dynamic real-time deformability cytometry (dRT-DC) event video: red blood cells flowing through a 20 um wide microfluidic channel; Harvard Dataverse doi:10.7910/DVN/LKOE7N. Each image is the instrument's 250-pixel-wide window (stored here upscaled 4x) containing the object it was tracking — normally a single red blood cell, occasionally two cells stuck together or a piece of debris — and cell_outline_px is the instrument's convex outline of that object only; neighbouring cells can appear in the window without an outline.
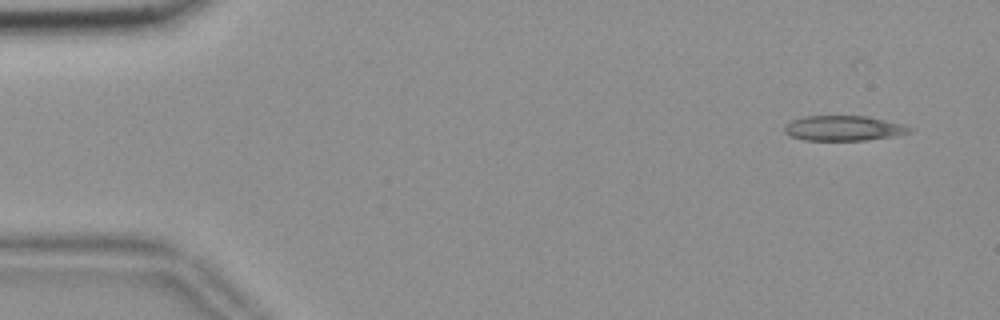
{"species": "common noctule bat (a hibernating species)", "species_latin": "Nyctalus noctula", "temperature_condition": "room temperature", "stored_images_in_passage": 34, "camera_frame_rate_fps": 3000, "um_per_image_px": 0.085, "animal": {"sex": "female", "body_mass_g": 18.4}, "frame": {"image": 1, "passage_image": 2, "time_ms": 0.333, "image_size_px": [1000, 320], "cell_outline_px": [[916, 128], [912, 132], [892, 136], [868, 140], [804, 140], [792, 136], [784, 132], [784, 124], [792, 120], [804, 116], [868, 116], [904, 124]], "centroid_in_image_um": [71.74, 10.89], "position_along_channel_um": 13.3, "area_um2": 18.44}}
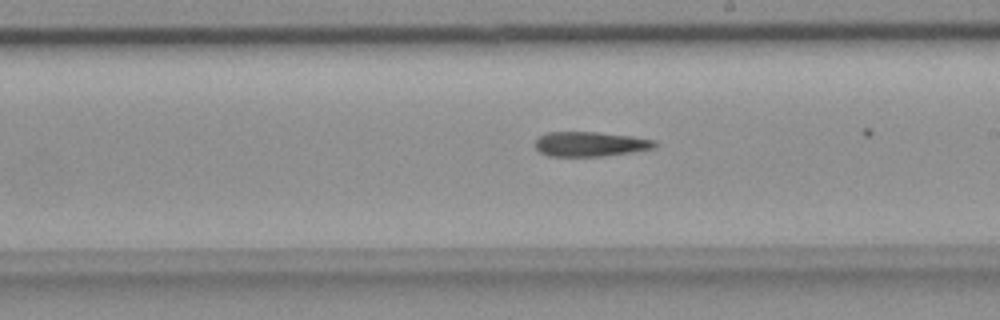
{"frame": {"image": 2, "passage_image": 30, "time_ms": 9.667, "image_size_px": [1000, 320], "cell_outline_px": [[660, 144], [652, 148], [604, 156], [548, 156], [540, 152], [536, 148], [536, 140], [540, 136], [548, 132], [596, 132], [632, 136], [656, 140]], "centroid_in_image_um": [50.18, 12.24], "position_along_channel_um": 238.8, "area_um2": 17.11}}
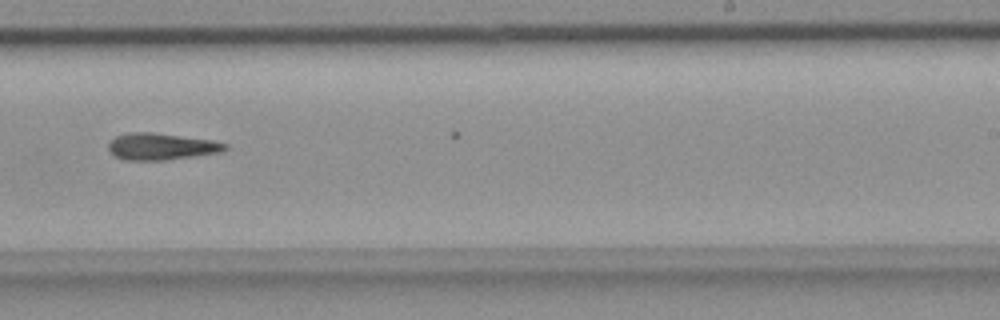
{"frame": {"image": 3, "passage_image": 33, "time_ms": 10.667, "image_size_px": [1000, 320], "cell_outline_px": [[228, 148], [220, 152], [196, 156], [164, 160], [124, 160], [116, 156], [108, 148], [108, 144], [116, 136], [128, 132], [152, 132], [212, 140], [228, 144]], "centroid_in_image_um": [13.72, 12.45], "position_along_channel_um": 275.3, "area_um2": 18.09}}